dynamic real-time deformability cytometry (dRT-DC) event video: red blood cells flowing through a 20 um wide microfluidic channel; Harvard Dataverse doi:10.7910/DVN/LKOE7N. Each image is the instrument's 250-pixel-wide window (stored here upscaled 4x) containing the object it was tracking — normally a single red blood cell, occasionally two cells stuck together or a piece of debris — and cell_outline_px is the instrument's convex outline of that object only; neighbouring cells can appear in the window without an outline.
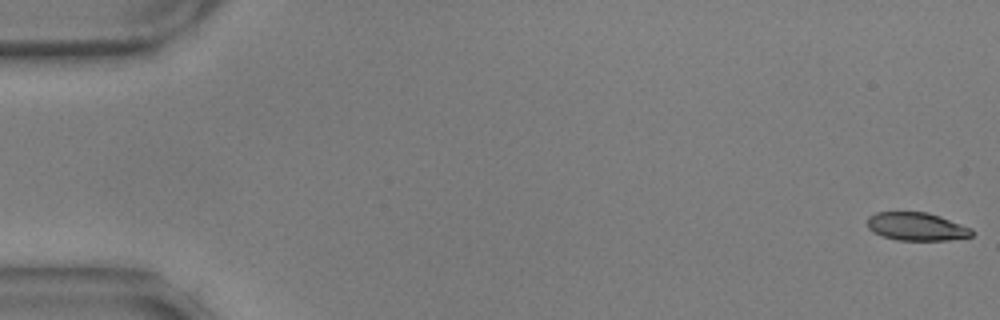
{"species": "common noctule bat (a hibernating species)", "species_latin": "Nyctalus noctula", "temperature_condition": "warm", "stored_images_in_passage": 58, "camera_frame_rate_fps": 3000, "um_per_image_px": 0.085, "animal": {"sex": "male", "body_mass_g": 17.9, "forearm_length_mm": 54.2}, "frame": {"image": 1, "passage_image": 1, "time_ms": 0.0, "image_size_px": [1000, 320], "cell_outline_px": [[972, 236], [948, 240], [896, 240], [880, 236], [872, 232], [868, 228], [868, 216], [876, 212], [928, 212], [940, 216], [972, 228]], "centroid_in_image_um": [77.88, 19.26], "position_along_channel_um": 7.1, "area_um2": 17.22}}
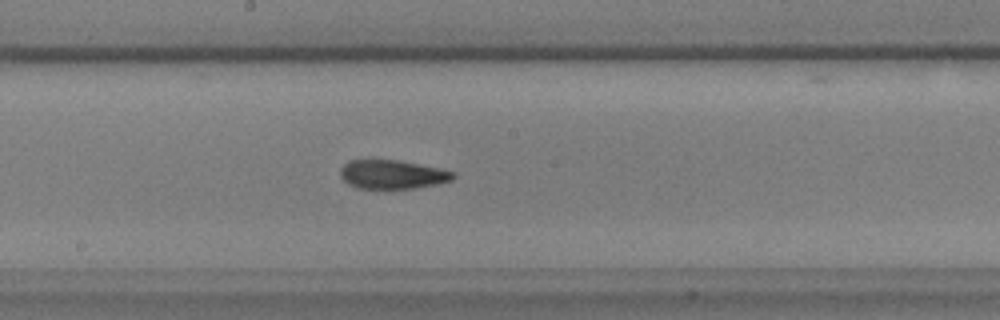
{"frame": {"image": 2, "passage_image": 31, "time_ms": 10.0, "image_size_px": [1000, 320], "cell_outline_px": [[456, 176], [452, 180], [436, 184], [412, 188], [360, 188], [348, 184], [340, 176], [340, 168], [348, 160], [400, 160], [456, 172]], "centroid_in_image_um": [33.34, 14.82], "position_along_channel_um": 214.9, "area_um2": 18.84}}
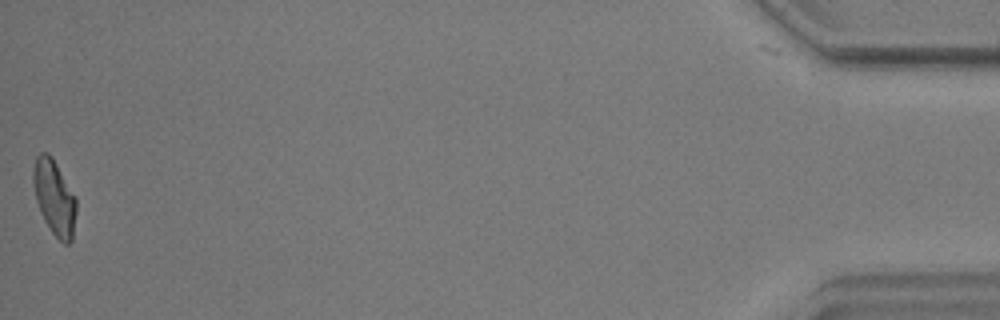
{"frame": {"image": 3, "passage_image": 57, "time_ms": 18.667, "image_size_px": [1000, 320], "cell_outline_px": [[76, 212], [72, 240], [68, 244], [64, 244], [52, 232], [44, 220], [36, 200], [32, 184], [32, 172], [36, 156], [40, 152], [48, 152], [52, 156], [76, 196]], "centroid_in_image_um": [4.61, 16.75], "position_along_channel_um": 430.6, "area_um2": 19.02}, "authors_computed_cell_mechanics": {"area_um2": 18.8139, "velocity_mm_per_s": 3.5603, "shape_relaxation_time_tau1_ms": 5.7805, "shape_relaxation_time_tau2_ms": 2.3965, "deformation_change_tau1": 0.1798, "deformation_change_tau2": 0.0924}}